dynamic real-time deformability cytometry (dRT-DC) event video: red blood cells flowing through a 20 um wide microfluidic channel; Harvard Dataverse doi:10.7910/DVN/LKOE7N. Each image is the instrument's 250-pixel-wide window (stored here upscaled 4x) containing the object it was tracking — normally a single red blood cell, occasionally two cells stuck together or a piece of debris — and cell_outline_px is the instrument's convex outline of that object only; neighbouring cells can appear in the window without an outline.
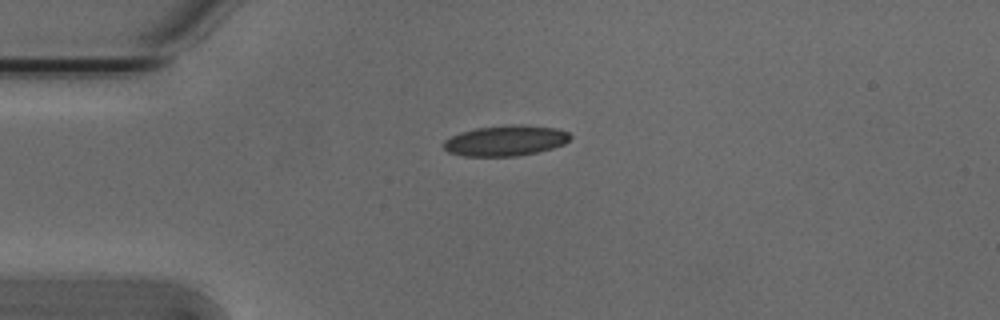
{"species": "Egyptian fruit bat (a non-hibernating species)", "species_latin": "Rousettus aegyptiacus", "temperature_condition": "cold", "stored_images_in_passage": 42, "camera_frame_rate_fps": 3000, "um_per_image_px": 0.085, "animal": {"sex": "male"}, "frame": {"image": 1, "passage_image": 1, "time_ms": 0.0, "image_size_px": [1000, 320], "cell_outline_px": [[572, 136], [564, 144], [552, 148], [536, 152], [516, 156], [464, 156], [448, 152], [444, 148], [444, 140], [460, 132], [476, 128], [512, 124], [524, 124], [556, 128], [568, 132]], "centroid_in_image_um": [42.98, 11.94], "position_along_channel_um": 42.0, "area_um2": 22.54}}
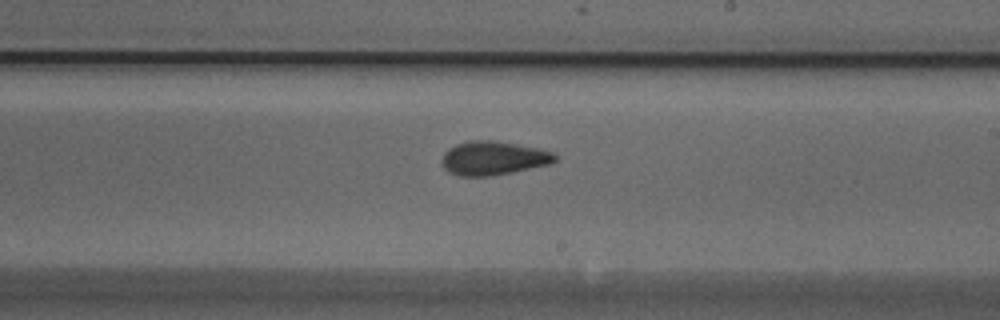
{"frame": {"image": 2, "passage_image": 19, "time_ms": 6.0, "image_size_px": [1000, 320], "cell_outline_px": [[556, 160], [552, 164], [512, 172], [488, 176], [460, 176], [448, 172], [440, 164], [440, 160], [444, 152], [448, 148], [456, 144], [468, 140], [492, 140], [516, 144], [536, 148], [552, 152], [556, 156]], "centroid_in_image_um": [41.88, 13.44], "position_along_channel_um": 247.1, "area_um2": 22.43}}
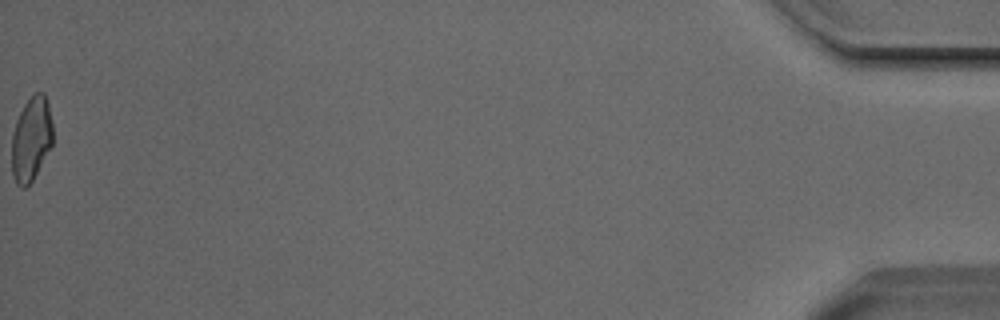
{"frame": {"image": 3, "passage_image": 42, "time_ms": 13.667, "image_size_px": [1000, 320], "cell_outline_px": [[52, 144], [32, 180], [24, 188], [20, 188], [16, 184], [12, 176], [12, 132], [16, 120], [24, 104], [36, 92], [44, 92], [48, 104], [52, 120]], "centroid_in_image_um": [2.64, 11.81], "position_along_channel_um": 432.6, "area_um2": 20.06}, "authors_computed_cell_mechanics": {"area_um2": 21.4727, "velocity_mm_per_s": 3.807, "shape_relaxation_time_tau1_ms": 8.2279, "shape_relaxation_time_tau2_ms": 3.7389, "deformation_change_tau1": 0.183, "deformation_change_tau2": 0.1005}}